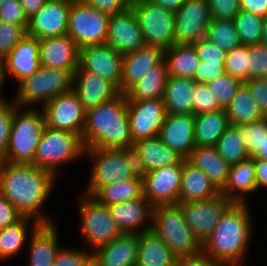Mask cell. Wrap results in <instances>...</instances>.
I'll use <instances>...</instances> for the list:
<instances>
[{
	"label": "cell",
	"mask_w": 267,
	"mask_h": 266,
	"mask_svg": "<svg viewBox=\"0 0 267 266\" xmlns=\"http://www.w3.org/2000/svg\"><path fill=\"white\" fill-rule=\"evenodd\" d=\"M57 178L51 171L33 164L0 161V193L23 217L39 224L55 223L42 209L55 189Z\"/></svg>",
	"instance_id": "obj_1"
},
{
	"label": "cell",
	"mask_w": 267,
	"mask_h": 266,
	"mask_svg": "<svg viewBox=\"0 0 267 266\" xmlns=\"http://www.w3.org/2000/svg\"><path fill=\"white\" fill-rule=\"evenodd\" d=\"M251 214L248 202H234L202 244V251L225 266H246L244 258L254 231Z\"/></svg>",
	"instance_id": "obj_2"
},
{
	"label": "cell",
	"mask_w": 267,
	"mask_h": 266,
	"mask_svg": "<svg viewBox=\"0 0 267 266\" xmlns=\"http://www.w3.org/2000/svg\"><path fill=\"white\" fill-rule=\"evenodd\" d=\"M82 141L85 149H121L134 145L125 94L120 93L111 101L86 111Z\"/></svg>",
	"instance_id": "obj_3"
},
{
	"label": "cell",
	"mask_w": 267,
	"mask_h": 266,
	"mask_svg": "<svg viewBox=\"0 0 267 266\" xmlns=\"http://www.w3.org/2000/svg\"><path fill=\"white\" fill-rule=\"evenodd\" d=\"M44 128L45 121L41 109L21 108L14 104L9 143L5 156L0 161L11 164H32Z\"/></svg>",
	"instance_id": "obj_4"
},
{
	"label": "cell",
	"mask_w": 267,
	"mask_h": 266,
	"mask_svg": "<svg viewBox=\"0 0 267 266\" xmlns=\"http://www.w3.org/2000/svg\"><path fill=\"white\" fill-rule=\"evenodd\" d=\"M151 229L177 258L202 251V244L187 225L179 204L153 207Z\"/></svg>",
	"instance_id": "obj_5"
},
{
	"label": "cell",
	"mask_w": 267,
	"mask_h": 266,
	"mask_svg": "<svg viewBox=\"0 0 267 266\" xmlns=\"http://www.w3.org/2000/svg\"><path fill=\"white\" fill-rule=\"evenodd\" d=\"M72 80L69 71L40 66L33 75L17 84L13 103L21 108H35L38 103L43 106L59 94L70 91Z\"/></svg>",
	"instance_id": "obj_6"
},
{
	"label": "cell",
	"mask_w": 267,
	"mask_h": 266,
	"mask_svg": "<svg viewBox=\"0 0 267 266\" xmlns=\"http://www.w3.org/2000/svg\"><path fill=\"white\" fill-rule=\"evenodd\" d=\"M84 155L85 147L80 135L45 126L32 164L51 171L57 177L62 165Z\"/></svg>",
	"instance_id": "obj_7"
},
{
	"label": "cell",
	"mask_w": 267,
	"mask_h": 266,
	"mask_svg": "<svg viewBox=\"0 0 267 266\" xmlns=\"http://www.w3.org/2000/svg\"><path fill=\"white\" fill-rule=\"evenodd\" d=\"M78 197L81 215L79 227L85 242L82 246L90 247V251H94L122 234L108 206L100 204L95 198L82 192Z\"/></svg>",
	"instance_id": "obj_8"
},
{
	"label": "cell",
	"mask_w": 267,
	"mask_h": 266,
	"mask_svg": "<svg viewBox=\"0 0 267 266\" xmlns=\"http://www.w3.org/2000/svg\"><path fill=\"white\" fill-rule=\"evenodd\" d=\"M109 19L84 0H71L67 34L79 49L105 44Z\"/></svg>",
	"instance_id": "obj_9"
},
{
	"label": "cell",
	"mask_w": 267,
	"mask_h": 266,
	"mask_svg": "<svg viewBox=\"0 0 267 266\" xmlns=\"http://www.w3.org/2000/svg\"><path fill=\"white\" fill-rule=\"evenodd\" d=\"M147 45L163 50L175 45V12L148 0H133L131 6Z\"/></svg>",
	"instance_id": "obj_10"
},
{
	"label": "cell",
	"mask_w": 267,
	"mask_h": 266,
	"mask_svg": "<svg viewBox=\"0 0 267 266\" xmlns=\"http://www.w3.org/2000/svg\"><path fill=\"white\" fill-rule=\"evenodd\" d=\"M85 156L91 159L92 168L82 193L93 196L102 186L134 178L120 149L87 148Z\"/></svg>",
	"instance_id": "obj_11"
},
{
	"label": "cell",
	"mask_w": 267,
	"mask_h": 266,
	"mask_svg": "<svg viewBox=\"0 0 267 266\" xmlns=\"http://www.w3.org/2000/svg\"><path fill=\"white\" fill-rule=\"evenodd\" d=\"M40 108L43 111L45 126L76 133L82 137L86 110L72 90L59 94Z\"/></svg>",
	"instance_id": "obj_12"
},
{
	"label": "cell",
	"mask_w": 267,
	"mask_h": 266,
	"mask_svg": "<svg viewBox=\"0 0 267 266\" xmlns=\"http://www.w3.org/2000/svg\"><path fill=\"white\" fill-rule=\"evenodd\" d=\"M234 202L221 193L200 202L178 203L187 225L201 244L210 236L221 216Z\"/></svg>",
	"instance_id": "obj_13"
},
{
	"label": "cell",
	"mask_w": 267,
	"mask_h": 266,
	"mask_svg": "<svg viewBox=\"0 0 267 266\" xmlns=\"http://www.w3.org/2000/svg\"><path fill=\"white\" fill-rule=\"evenodd\" d=\"M182 169L183 159L176 165L148 172L142 180L143 196L153 207L179 203Z\"/></svg>",
	"instance_id": "obj_14"
},
{
	"label": "cell",
	"mask_w": 267,
	"mask_h": 266,
	"mask_svg": "<svg viewBox=\"0 0 267 266\" xmlns=\"http://www.w3.org/2000/svg\"><path fill=\"white\" fill-rule=\"evenodd\" d=\"M130 134L135 143L140 139L159 136L166 116L163 98L127 100Z\"/></svg>",
	"instance_id": "obj_15"
},
{
	"label": "cell",
	"mask_w": 267,
	"mask_h": 266,
	"mask_svg": "<svg viewBox=\"0 0 267 266\" xmlns=\"http://www.w3.org/2000/svg\"><path fill=\"white\" fill-rule=\"evenodd\" d=\"M211 20L207 0H187L175 13V44H194L206 37Z\"/></svg>",
	"instance_id": "obj_16"
},
{
	"label": "cell",
	"mask_w": 267,
	"mask_h": 266,
	"mask_svg": "<svg viewBox=\"0 0 267 266\" xmlns=\"http://www.w3.org/2000/svg\"><path fill=\"white\" fill-rule=\"evenodd\" d=\"M123 55L108 44H99L79 49V65L76 70H85L120 88Z\"/></svg>",
	"instance_id": "obj_17"
},
{
	"label": "cell",
	"mask_w": 267,
	"mask_h": 266,
	"mask_svg": "<svg viewBox=\"0 0 267 266\" xmlns=\"http://www.w3.org/2000/svg\"><path fill=\"white\" fill-rule=\"evenodd\" d=\"M71 0H48L30 19L27 34L37 39L67 34Z\"/></svg>",
	"instance_id": "obj_18"
},
{
	"label": "cell",
	"mask_w": 267,
	"mask_h": 266,
	"mask_svg": "<svg viewBox=\"0 0 267 266\" xmlns=\"http://www.w3.org/2000/svg\"><path fill=\"white\" fill-rule=\"evenodd\" d=\"M106 44L122 55L146 44L132 7L110 17Z\"/></svg>",
	"instance_id": "obj_19"
},
{
	"label": "cell",
	"mask_w": 267,
	"mask_h": 266,
	"mask_svg": "<svg viewBox=\"0 0 267 266\" xmlns=\"http://www.w3.org/2000/svg\"><path fill=\"white\" fill-rule=\"evenodd\" d=\"M39 61L43 67L66 70L73 75L79 65V48L68 34L42 38Z\"/></svg>",
	"instance_id": "obj_20"
},
{
	"label": "cell",
	"mask_w": 267,
	"mask_h": 266,
	"mask_svg": "<svg viewBox=\"0 0 267 266\" xmlns=\"http://www.w3.org/2000/svg\"><path fill=\"white\" fill-rule=\"evenodd\" d=\"M71 90L76 94L86 111L111 101L120 94L113 83L96 73L85 70L75 71Z\"/></svg>",
	"instance_id": "obj_21"
},
{
	"label": "cell",
	"mask_w": 267,
	"mask_h": 266,
	"mask_svg": "<svg viewBox=\"0 0 267 266\" xmlns=\"http://www.w3.org/2000/svg\"><path fill=\"white\" fill-rule=\"evenodd\" d=\"M108 208L121 233L140 234L152 228L153 206L144 196Z\"/></svg>",
	"instance_id": "obj_22"
},
{
	"label": "cell",
	"mask_w": 267,
	"mask_h": 266,
	"mask_svg": "<svg viewBox=\"0 0 267 266\" xmlns=\"http://www.w3.org/2000/svg\"><path fill=\"white\" fill-rule=\"evenodd\" d=\"M194 114L167 113L159 137L180 157L187 159L195 148Z\"/></svg>",
	"instance_id": "obj_23"
},
{
	"label": "cell",
	"mask_w": 267,
	"mask_h": 266,
	"mask_svg": "<svg viewBox=\"0 0 267 266\" xmlns=\"http://www.w3.org/2000/svg\"><path fill=\"white\" fill-rule=\"evenodd\" d=\"M164 60V50L152 45H143L134 52L123 55L120 93L125 94L141 80L151 68Z\"/></svg>",
	"instance_id": "obj_24"
},
{
	"label": "cell",
	"mask_w": 267,
	"mask_h": 266,
	"mask_svg": "<svg viewBox=\"0 0 267 266\" xmlns=\"http://www.w3.org/2000/svg\"><path fill=\"white\" fill-rule=\"evenodd\" d=\"M139 234L122 233L110 243L93 251L96 266H136Z\"/></svg>",
	"instance_id": "obj_25"
},
{
	"label": "cell",
	"mask_w": 267,
	"mask_h": 266,
	"mask_svg": "<svg viewBox=\"0 0 267 266\" xmlns=\"http://www.w3.org/2000/svg\"><path fill=\"white\" fill-rule=\"evenodd\" d=\"M7 76L17 83L40 68L39 39L26 35L3 60Z\"/></svg>",
	"instance_id": "obj_26"
},
{
	"label": "cell",
	"mask_w": 267,
	"mask_h": 266,
	"mask_svg": "<svg viewBox=\"0 0 267 266\" xmlns=\"http://www.w3.org/2000/svg\"><path fill=\"white\" fill-rule=\"evenodd\" d=\"M56 223L40 224L30 235L29 266H53L61 246ZM60 246V247H59Z\"/></svg>",
	"instance_id": "obj_27"
},
{
	"label": "cell",
	"mask_w": 267,
	"mask_h": 266,
	"mask_svg": "<svg viewBox=\"0 0 267 266\" xmlns=\"http://www.w3.org/2000/svg\"><path fill=\"white\" fill-rule=\"evenodd\" d=\"M219 194L220 191L201 169L183 159L179 203L200 202L214 198Z\"/></svg>",
	"instance_id": "obj_28"
},
{
	"label": "cell",
	"mask_w": 267,
	"mask_h": 266,
	"mask_svg": "<svg viewBox=\"0 0 267 266\" xmlns=\"http://www.w3.org/2000/svg\"><path fill=\"white\" fill-rule=\"evenodd\" d=\"M186 160L201 169L219 191L225 187L231 166L220 156L216 146L195 147Z\"/></svg>",
	"instance_id": "obj_29"
},
{
	"label": "cell",
	"mask_w": 267,
	"mask_h": 266,
	"mask_svg": "<svg viewBox=\"0 0 267 266\" xmlns=\"http://www.w3.org/2000/svg\"><path fill=\"white\" fill-rule=\"evenodd\" d=\"M254 192H257V184L253 160L249 158L232 165L228 181L220 193L235 203H247V194Z\"/></svg>",
	"instance_id": "obj_30"
},
{
	"label": "cell",
	"mask_w": 267,
	"mask_h": 266,
	"mask_svg": "<svg viewBox=\"0 0 267 266\" xmlns=\"http://www.w3.org/2000/svg\"><path fill=\"white\" fill-rule=\"evenodd\" d=\"M195 86L192 78L169 76L163 95L166 113L194 114Z\"/></svg>",
	"instance_id": "obj_31"
},
{
	"label": "cell",
	"mask_w": 267,
	"mask_h": 266,
	"mask_svg": "<svg viewBox=\"0 0 267 266\" xmlns=\"http://www.w3.org/2000/svg\"><path fill=\"white\" fill-rule=\"evenodd\" d=\"M176 261L177 257L152 229L139 234L136 266H174Z\"/></svg>",
	"instance_id": "obj_32"
},
{
	"label": "cell",
	"mask_w": 267,
	"mask_h": 266,
	"mask_svg": "<svg viewBox=\"0 0 267 266\" xmlns=\"http://www.w3.org/2000/svg\"><path fill=\"white\" fill-rule=\"evenodd\" d=\"M194 142L198 146H216L231 125L225 109L194 115Z\"/></svg>",
	"instance_id": "obj_33"
},
{
	"label": "cell",
	"mask_w": 267,
	"mask_h": 266,
	"mask_svg": "<svg viewBox=\"0 0 267 266\" xmlns=\"http://www.w3.org/2000/svg\"><path fill=\"white\" fill-rule=\"evenodd\" d=\"M39 225L36 220L23 217L16 224L0 229V260H10L21 253L28 243V235L30 236Z\"/></svg>",
	"instance_id": "obj_34"
},
{
	"label": "cell",
	"mask_w": 267,
	"mask_h": 266,
	"mask_svg": "<svg viewBox=\"0 0 267 266\" xmlns=\"http://www.w3.org/2000/svg\"><path fill=\"white\" fill-rule=\"evenodd\" d=\"M134 145L139 150L148 172L176 165L183 159L173 149L165 145L159 136L140 139Z\"/></svg>",
	"instance_id": "obj_35"
},
{
	"label": "cell",
	"mask_w": 267,
	"mask_h": 266,
	"mask_svg": "<svg viewBox=\"0 0 267 266\" xmlns=\"http://www.w3.org/2000/svg\"><path fill=\"white\" fill-rule=\"evenodd\" d=\"M164 61L169 76L193 78L200 59L193 44H175L164 50Z\"/></svg>",
	"instance_id": "obj_36"
},
{
	"label": "cell",
	"mask_w": 267,
	"mask_h": 266,
	"mask_svg": "<svg viewBox=\"0 0 267 266\" xmlns=\"http://www.w3.org/2000/svg\"><path fill=\"white\" fill-rule=\"evenodd\" d=\"M168 78V70L163 60L125 93L126 100L163 98Z\"/></svg>",
	"instance_id": "obj_37"
},
{
	"label": "cell",
	"mask_w": 267,
	"mask_h": 266,
	"mask_svg": "<svg viewBox=\"0 0 267 266\" xmlns=\"http://www.w3.org/2000/svg\"><path fill=\"white\" fill-rule=\"evenodd\" d=\"M231 125H242L262 120L264 117L248 86L243 83L225 109Z\"/></svg>",
	"instance_id": "obj_38"
},
{
	"label": "cell",
	"mask_w": 267,
	"mask_h": 266,
	"mask_svg": "<svg viewBox=\"0 0 267 266\" xmlns=\"http://www.w3.org/2000/svg\"><path fill=\"white\" fill-rule=\"evenodd\" d=\"M143 196L142 180L137 178L102 186L92 197L100 204L110 206Z\"/></svg>",
	"instance_id": "obj_39"
},
{
	"label": "cell",
	"mask_w": 267,
	"mask_h": 266,
	"mask_svg": "<svg viewBox=\"0 0 267 266\" xmlns=\"http://www.w3.org/2000/svg\"><path fill=\"white\" fill-rule=\"evenodd\" d=\"M216 148L220 156L230 165H235L250 158L243 135L238 126L230 125L219 138Z\"/></svg>",
	"instance_id": "obj_40"
},
{
	"label": "cell",
	"mask_w": 267,
	"mask_h": 266,
	"mask_svg": "<svg viewBox=\"0 0 267 266\" xmlns=\"http://www.w3.org/2000/svg\"><path fill=\"white\" fill-rule=\"evenodd\" d=\"M206 38L225 52L241 45L233 20L212 19Z\"/></svg>",
	"instance_id": "obj_41"
},
{
	"label": "cell",
	"mask_w": 267,
	"mask_h": 266,
	"mask_svg": "<svg viewBox=\"0 0 267 266\" xmlns=\"http://www.w3.org/2000/svg\"><path fill=\"white\" fill-rule=\"evenodd\" d=\"M233 21L242 45L261 44L263 17L240 10Z\"/></svg>",
	"instance_id": "obj_42"
},
{
	"label": "cell",
	"mask_w": 267,
	"mask_h": 266,
	"mask_svg": "<svg viewBox=\"0 0 267 266\" xmlns=\"http://www.w3.org/2000/svg\"><path fill=\"white\" fill-rule=\"evenodd\" d=\"M224 68L231 77L243 83L248 81V46L241 44L227 52Z\"/></svg>",
	"instance_id": "obj_43"
},
{
	"label": "cell",
	"mask_w": 267,
	"mask_h": 266,
	"mask_svg": "<svg viewBox=\"0 0 267 266\" xmlns=\"http://www.w3.org/2000/svg\"><path fill=\"white\" fill-rule=\"evenodd\" d=\"M242 84V81L225 73L208 82L207 86L218 98L219 104L226 109Z\"/></svg>",
	"instance_id": "obj_44"
},
{
	"label": "cell",
	"mask_w": 267,
	"mask_h": 266,
	"mask_svg": "<svg viewBox=\"0 0 267 266\" xmlns=\"http://www.w3.org/2000/svg\"><path fill=\"white\" fill-rule=\"evenodd\" d=\"M28 25H15L0 20V59H5L26 36Z\"/></svg>",
	"instance_id": "obj_45"
},
{
	"label": "cell",
	"mask_w": 267,
	"mask_h": 266,
	"mask_svg": "<svg viewBox=\"0 0 267 266\" xmlns=\"http://www.w3.org/2000/svg\"><path fill=\"white\" fill-rule=\"evenodd\" d=\"M93 262V251L85 248L62 246L56 255L53 266H89Z\"/></svg>",
	"instance_id": "obj_46"
},
{
	"label": "cell",
	"mask_w": 267,
	"mask_h": 266,
	"mask_svg": "<svg viewBox=\"0 0 267 266\" xmlns=\"http://www.w3.org/2000/svg\"><path fill=\"white\" fill-rule=\"evenodd\" d=\"M267 78V47L262 44L248 46V80Z\"/></svg>",
	"instance_id": "obj_47"
},
{
	"label": "cell",
	"mask_w": 267,
	"mask_h": 266,
	"mask_svg": "<svg viewBox=\"0 0 267 266\" xmlns=\"http://www.w3.org/2000/svg\"><path fill=\"white\" fill-rule=\"evenodd\" d=\"M193 94L194 115L224 109L205 83H196Z\"/></svg>",
	"instance_id": "obj_48"
},
{
	"label": "cell",
	"mask_w": 267,
	"mask_h": 266,
	"mask_svg": "<svg viewBox=\"0 0 267 266\" xmlns=\"http://www.w3.org/2000/svg\"><path fill=\"white\" fill-rule=\"evenodd\" d=\"M243 135L247 152L252 157L260 148L264 140V118L257 122L238 125Z\"/></svg>",
	"instance_id": "obj_49"
},
{
	"label": "cell",
	"mask_w": 267,
	"mask_h": 266,
	"mask_svg": "<svg viewBox=\"0 0 267 266\" xmlns=\"http://www.w3.org/2000/svg\"><path fill=\"white\" fill-rule=\"evenodd\" d=\"M14 117V103L10 101L0 103V160L7 151L11 127Z\"/></svg>",
	"instance_id": "obj_50"
},
{
	"label": "cell",
	"mask_w": 267,
	"mask_h": 266,
	"mask_svg": "<svg viewBox=\"0 0 267 266\" xmlns=\"http://www.w3.org/2000/svg\"><path fill=\"white\" fill-rule=\"evenodd\" d=\"M193 45L197 51L198 58L200 59V61L217 64L225 63L227 52L220 49L217 45L213 44L206 37L201 38Z\"/></svg>",
	"instance_id": "obj_51"
},
{
	"label": "cell",
	"mask_w": 267,
	"mask_h": 266,
	"mask_svg": "<svg viewBox=\"0 0 267 266\" xmlns=\"http://www.w3.org/2000/svg\"><path fill=\"white\" fill-rule=\"evenodd\" d=\"M211 19L233 20L241 10L239 0H207Z\"/></svg>",
	"instance_id": "obj_52"
},
{
	"label": "cell",
	"mask_w": 267,
	"mask_h": 266,
	"mask_svg": "<svg viewBox=\"0 0 267 266\" xmlns=\"http://www.w3.org/2000/svg\"><path fill=\"white\" fill-rule=\"evenodd\" d=\"M0 20L15 25H28L29 23L19 0L0 4Z\"/></svg>",
	"instance_id": "obj_53"
},
{
	"label": "cell",
	"mask_w": 267,
	"mask_h": 266,
	"mask_svg": "<svg viewBox=\"0 0 267 266\" xmlns=\"http://www.w3.org/2000/svg\"><path fill=\"white\" fill-rule=\"evenodd\" d=\"M124 153V159L130 172L134 178L143 180L148 171L145 168L143 159L139 150L136 148L135 145H131L125 148L120 149Z\"/></svg>",
	"instance_id": "obj_54"
},
{
	"label": "cell",
	"mask_w": 267,
	"mask_h": 266,
	"mask_svg": "<svg viewBox=\"0 0 267 266\" xmlns=\"http://www.w3.org/2000/svg\"><path fill=\"white\" fill-rule=\"evenodd\" d=\"M87 4L112 17L132 6L133 0H84Z\"/></svg>",
	"instance_id": "obj_55"
},
{
	"label": "cell",
	"mask_w": 267,
	"mask_h": 266,
	"mask_svg": "<svg viewBox=\"0 0 267 266\" xmlns=\"http://www.w3.org/2000/svg\"><path fill=\"white\" fill-rule=\"evenodd\" d=\"M225 74L224 64L199 62L192 78L196 83L207 84L211 80L218 78Z\"/></svg>",
	"instance_id": "obj_56"
},
{
	"label": "cell",
	"mask_w": 267,
	"mask_h": 266,
	"mask_svg": "<svg viewBox=\"0 0 267 266\" xmlns=\"http://www.w3.org/2000/svg\"><path fill=\"white\" fill-rule=\"evenodd\" d=\"M245 84L250 89L264 118H267V78L249 79Z\"/></svg>",
	"instance_id": "obj_57"
},
{
	"label": "cell",
	"mask_w": 267,
	"mask_h": 266,
	"mask_svg": "<svg viewBox=\"0 0 267 266\" xmlns=\"http://www.w3.org/2000/svg\"><path fill=\"white\" fill-rule=\"evenodd\" d=\"M22 218L17 209L0 193V229L14 225Z\"/></svg>",
	"instance_id": "obj_58"
},
{
	"label": "cell",
	"mask_w": 267,
	"mask_h": 266,
	"mask_svg": "<svg viewBox=\"0 0 267 266\" xmlns=\"http://www.w3.org/2000/svg\"><path fill=\"white\" fill-rule=\"evenodd\" d=\"M177 266H225L207 256L203 251L191 255L177 258Z\"/></svg>",
	"instance_id": "obj_59"
},
{
	"label": "cell",
	"mask_w": 267,
	"mask_h": 266,
	"mask_svg": "<svg viewBox=\"0 0 267 266\" xmlns=\"http://www.w3.org/2000/svg\"><path fill=\"white\" fill-rule=\"evenodd\" d=\"M242 11L255 15L267 16V0H239Z\"/></svg>",
	"instance_id": "obj_60"
},
{
	"label": "cell",
	"mask_w": 267,
	"mask_h": 266,
	"mask_svg": "<svg viewBox=\"0 0 267 266\" xmlns=\"http://www.w3.org/2000/svg\"><path fill=\"white\" fill-rule=\"evenodd\" d=\"M255 166V177L257 184V191L259 189L267 188V160L250 157Z\"/></svg>",
	"instance_id": "obj_61"
},
{
	"label": "cell",
	"mask_w": 267,
	"mask_h": 266,
	"mask_svg": "<svg viewBox=\"0 0 267 266\" xmlns=\"http://www.w3.org/2000/svg\"><path fill=\"white\" fill-rule=\"evenodd\" d=\"M48 0H19L28 19L36 14Z\"/></svg>",
	"instance_id": "obj_62"
},
{
	"label": "cell",
	"mask_w": 267,
	"mask_h": 266,
	"mask_svg": "<svg viewBox=\"0 0 267 266\" xmlns=\"http://www.w3.org/2000/svg\"><path fill=\"white\" fill-rule=\"evenodd\" d=\"M152 4L161 6L169 11L177 12L187 0H148Z\"/></svg>",
	"instance_id": "obj_63"
},
{
	"label": "cell",
	"mask_w": 267,
	"mask_h": 266,
	"mask_svg": "<svg viewBox=\"0 0 267 266\" xmlns=\"http://www.w3.org/2000/svg\"><path fill=\"white\" fill-rule=\"evenodd\" d=\"M252 157L267 160V118H264V140L260 148Z\"/></svg>",
	"instance_id": "obj_64"
},
{
	"label": "cell",
	"mask_w": 267,
	"mask_h": 266,
	"mask_svg": "<svg viewBox=\"0 0 267 266\" xmlns=\"http://www.w3.org/2000/svg\"><path fill=\"white\" fill-rule=\"evenodd\" d=\"M6 71H5V65H4V61L3 59H0V103L2 102H6V101H10V99L5 98V96L3 95V92L1 93V90L3 89V85L6 81Z\"/></svg>",
	"instance_id": "obj_65"
},
{
	"label": "cell",
	"mask_w": 267,
	"mask_h": 266,
	"mask_svg": "<svg viewBox=\"0 0 267 266\" xmlns=\"http://www.w3.org/2000/svg\"><path fill=\"white\" fill-rule=\"evenodd\" d=\"M261 44L267 47V16L263 18V32H262Z\"/></svg>",
	"instance_id": "obj_66"
},
{
	"label": "cell",
	"mask_w": 267,
	"mask_h": 266,
	"mask_svg": "<svg viewBox=\"0 0 267 266\" xmlns=\"http://www.w3.org/2000/svg\"><path fill=\"white\" fill-rule=\"evenodd\" d=\"M6 2H12V0H0V4L1 3H6Z\"/></svg>",
	"instance_id": "obj_67"
},
{
	"label": "cell",
	"mask_w": 267,
	"mask_h": 266,
	"mask_svg": "<svg viewBox=\"0 0 267 266\" xmlns=\"http://www.w3.org/2000/svg\"><path fill=\"white\" fill-rule=\"evenodd\" d=\"M89 266H96L93 262Z\"/></svg>",
	"instance_id": "obj_68"
}]
</instances>
